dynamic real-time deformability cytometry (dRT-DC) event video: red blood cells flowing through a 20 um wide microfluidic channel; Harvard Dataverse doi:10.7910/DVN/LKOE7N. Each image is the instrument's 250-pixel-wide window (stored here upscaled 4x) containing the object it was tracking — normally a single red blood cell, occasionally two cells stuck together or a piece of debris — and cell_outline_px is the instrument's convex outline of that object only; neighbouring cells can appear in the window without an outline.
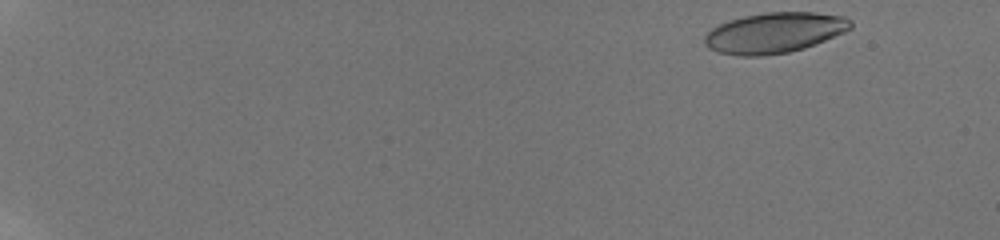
{"species": "human", "species_latin": "Homo sapiens", "temperature_condition": "room temperature", "stored_images_in_passage": 33, "camera_frame_rate_fps": 3000, "um_per_image_px": 0.085, "donor": {"sex": "male"}, "frame": {"image": 1, "passage_image": 1, "time_ms": 0.0, "image_size_px": [1000, 240], "cell_outline_px": [[852, 28], [844, 32], [804, 48], [788, 52], [764, 56], [740, 56], [720, 52], [708, 48], [704, 44], [704, 36], [712, 28], [720, 24], [744, 16], [764, 12], [812, 12], [844, 16], [852, 20]], "centroid_in_image_um": [65.83, 2.78], "position_along_channel_um": 19.2, "area_um2": 34.33}}
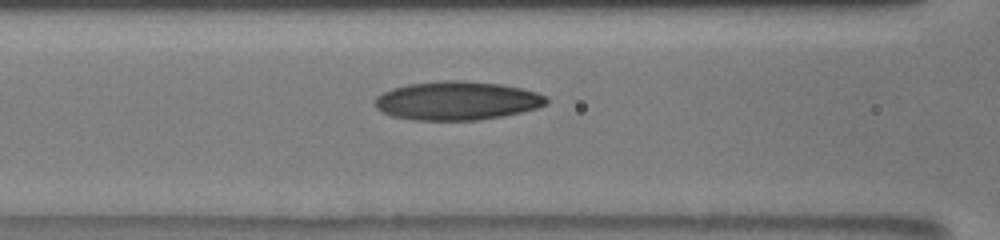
{"frame": {"image": 2, "passage_image": 11, "time_ms": 7.667, "image_size_px": [1000, 240], "cell_outline_px": [[548, 104], [536, 108], [520, 112], [500, 116], [476, 120], [412, 120], [392, 116], [380, 112], [376, 108], [372, 100], [376, 96], [392, 88], [408, 84], [444, 80], [464, 80], [500, 84], [520, 88], [536, 92], [544, 96], [548, 100]], "centroid_in_image_um": [38.78, 8.56], "position_along_channel_um": 127.8, "area_um2": 38.73}}
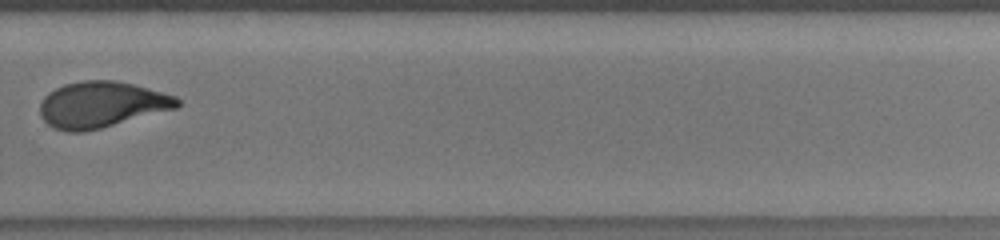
{"frame": {"image": 3, "passage_image": 21, "time_ms": 12.667, "image_size_px": [1000, 240], "cell_outline_px": [[180, 104], [176, 108], [100, 128], [84, 132], [64, 132], [52, 128], [40, 116], [40, 104], [44, 96], [48, 92], [64, 84], [80, 80], [116, 80], [148, 88], [176, 96], [180, 100]], "centroid_in_image_um": [8.59, 8.89], "position_along_channel_um": 321.2, "area_um2": 36.88}, "authors_computed_cell_mechanics": {"area_um2": 36.8186, "velocity_mm_per_s": 3.8832, "shape_relaxation_time_tau1_ms": 6.3908, "shape_relaxation_time_tau2_ms": 1.5887, "deformation_change_tau1": 0.2127, "deformation_change_tau2": 0.0809}}